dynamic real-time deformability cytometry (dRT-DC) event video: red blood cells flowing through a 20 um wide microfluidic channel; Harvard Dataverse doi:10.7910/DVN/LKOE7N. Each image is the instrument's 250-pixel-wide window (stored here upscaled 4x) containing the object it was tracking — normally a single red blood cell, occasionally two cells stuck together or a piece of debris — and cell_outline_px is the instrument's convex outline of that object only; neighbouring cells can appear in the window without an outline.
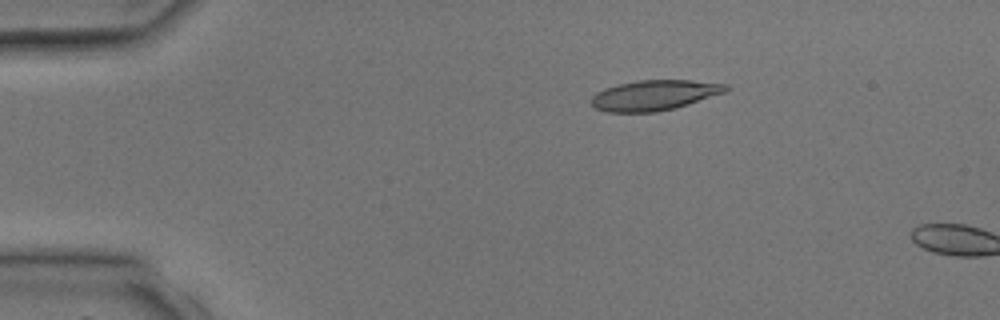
{"species": "common noctule bat (a hibernating species)", "species_latin": "Nyctalus noctula", "temperature_condition": "room temperature", "stored_images_in_passage": 3, "camera_frame_rate_fps": 3000, "um_per_image_px": 0.085, "animal": {"sex": "male", "body_mass_g": 17.9, "forearm_length_mm": 54.2}, "frame": {"image": 1, "passage_image": 2, "time_ms": 1.333, "image_size_px": [1000, 320], "cell_outline_px": [[728, 92], [676, 108], [656, 112], [604, 112], [596, 108], [592, 104], [592, 96], [596, 92], [604, 88], [620, 84], [640, 80], [692, 80], [728, 84]], "centroid_in_image_um": [55.66, 8.09], "position_along_channel_um": 29.3, "area_um2": 23.87}}